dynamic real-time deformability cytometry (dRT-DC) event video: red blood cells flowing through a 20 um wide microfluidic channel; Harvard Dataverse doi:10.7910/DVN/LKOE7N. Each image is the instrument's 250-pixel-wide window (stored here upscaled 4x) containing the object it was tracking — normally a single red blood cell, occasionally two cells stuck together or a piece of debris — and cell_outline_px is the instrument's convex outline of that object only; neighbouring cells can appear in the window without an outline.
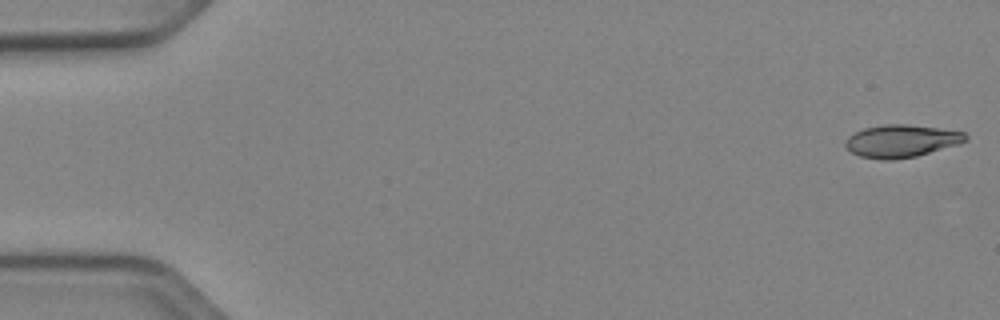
{"species": "Egyptian fruit bat (a non-hibernating species)", "species_latin": "Rousettus aegyptiacus", "temperature_condition": "cold", "stored_images_in_passage": 52, "camera_frame_rate_fps": 3000, "um_per_image_px": 0.085, "animal": {"sex": "female"}, "frame": {"image": 1, "passage_image": 1, "time_ms": 0.0, "image_size_px": [1000, 320], "cell_outline_px": [[968, 140], [956, 144], [916, 156], [892, 160], [880, 160], [860, 156], [852, 152], [844, 144], [844, 140], [848, 136], [864, 128], [884, 124], [908, 124], [964, 132], [968, 136]], "centroid_in_image_um": [76.57, 11.98], "position_along_channel_um": 8.4, "area_um2": 22.6}}
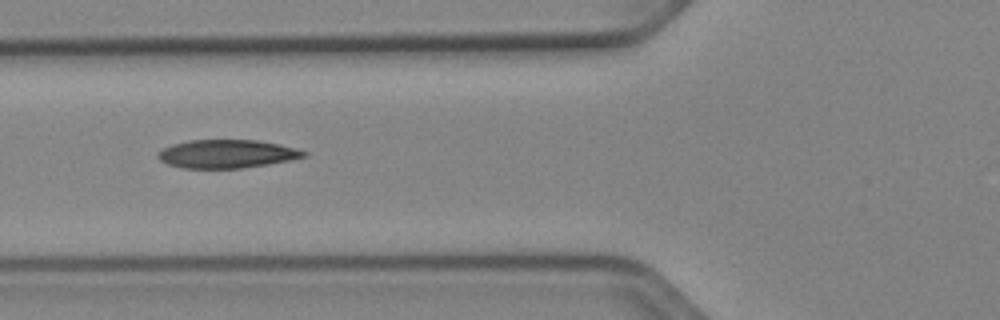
{"frame": {"image": 2, "passage_image": 20, "time_ms": 6.333, "image_size_px": [1000, 320], "cell_outline_px": [[308, 156], [268, 164], [240, 168], [184, 168], [168, 164], [160, 160], [156, 156], [156, 152], [172, 144], [188, 140], [260, 140], [280, 144], [296, 148], [308, 152]], "centroid_in_image_um": [19.28, 13.07], "position_along_channel_um": 106.5, "area_um2": 24.16}}
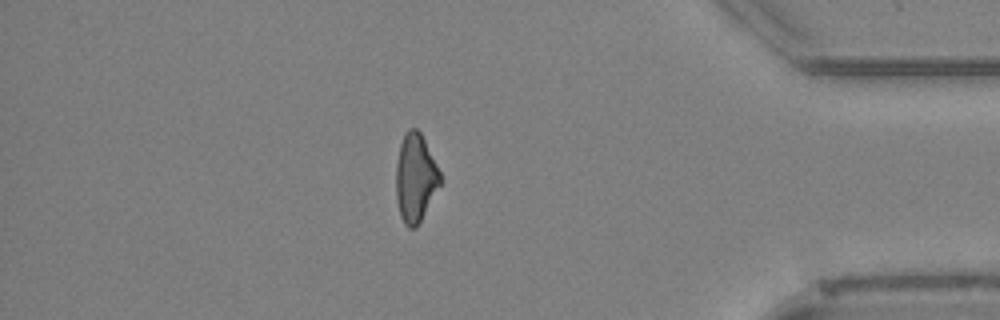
{"frame": {"image": 3, "passage_image": 45, "time_ms": 14.667, "image_size_px": [1000, 320], "cell_outline_px": [[440, 184], [416, 228], [408, 228], [404, 224], [400, 216], [396, 200], [396, 164], [400, 144], [404, 132], [408, 128], [416, 128], [420, 132], [440, 172]], "centroid_in_image_um": [35.27, 15.12], "position_along_channel_um": 399.9, "area_um2": 22.48}, "authors_computed_cell_mechanics": {"area_um2": 23.698, "velocity_mm_per_s": 3.9254, "shape_relaxation_time_tau1_ms": 10.7223, "shape_relaxation_time_tau2_ms": 3.4195, "deformation_change_tau1": 0.2212, "deformation_change_tau2": 0.1116}}